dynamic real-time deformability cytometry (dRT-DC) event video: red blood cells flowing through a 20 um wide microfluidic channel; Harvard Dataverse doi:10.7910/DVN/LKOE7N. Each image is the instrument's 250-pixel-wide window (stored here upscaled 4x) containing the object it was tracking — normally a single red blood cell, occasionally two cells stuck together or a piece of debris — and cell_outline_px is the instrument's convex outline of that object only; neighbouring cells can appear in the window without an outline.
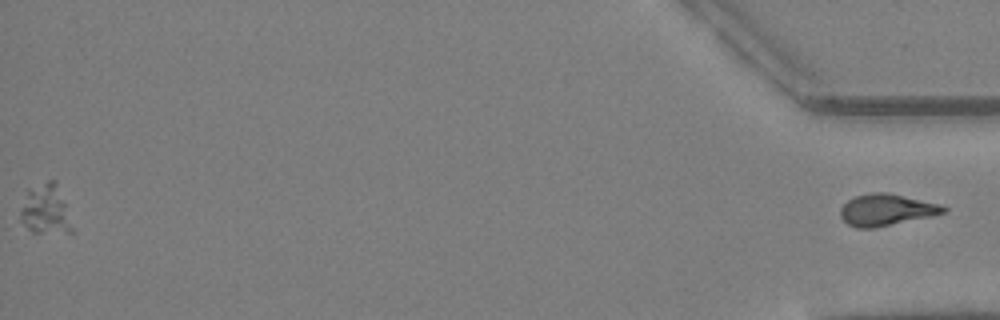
{"species": "Egyptian fruit bat (a non-hibernating species)", "species_latin": "Rousettus aegyptiacus", "temperature_condition": "warm", "stored_images_in_passage": 55, "segment_of_instrument_passage": [2, 2], "camera_frame_rate_fps": 3000, "um_per_image_px": 0.085, "animal": {"sex": "female"}, "frame": {"image": 1, "passage_image": 55, "time_ms": 18.0, "image_size_px": [1000, 320], "cell_outline_px": [[948, 212], [932, 216], [872, 228], [856, 228], [848, 224], [840, 216], [840, 208], [848, 200], [856, 196], [872, 192], [884, 192], [940, 204], [948, 208]], "centroid_in_image_um": [75.34, 17.84], "position_along_channel_um": 359.9, "area_um2": 18.79}}